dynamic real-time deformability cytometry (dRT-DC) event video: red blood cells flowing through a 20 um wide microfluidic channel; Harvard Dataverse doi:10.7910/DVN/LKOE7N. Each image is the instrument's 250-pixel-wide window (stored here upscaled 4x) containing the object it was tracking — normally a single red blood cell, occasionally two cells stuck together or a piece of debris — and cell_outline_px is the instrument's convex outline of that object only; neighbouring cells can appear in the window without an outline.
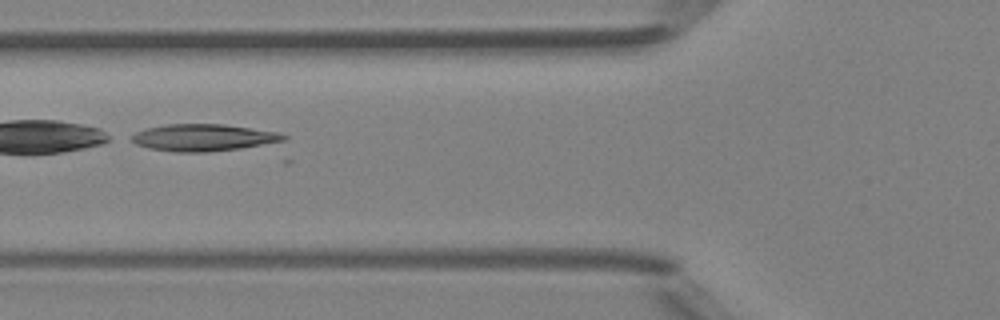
{"species": "Egyptian fruit bat (a non-hibernating species)", "species_latin": "Rousettus aegyptiacus", "temperature_condition": "room temperature", "stored_images_in_passage": 26, "camera_frame_rate_fps": 3000, "um_per_image_px": 0.085, "animal": {"sex": "female"}, "frame": {"image": 1, "passage_image": 18, "time_ms": 5.667, "image_size_px": [1000, 320], "cell_outline_px": [[288, 136], [284, 140], [240, 148], [208, 152], [172, 152], [148, 148], [136, 144], [132, 140], [132, 136], [136, 132], [148, 128], [168, 124], [224, 124], [280, 132]], "centroid_in_image_um": [17.29, 11.69], "position_along_channel_um": 108.5, "area_um2": 23.7}}
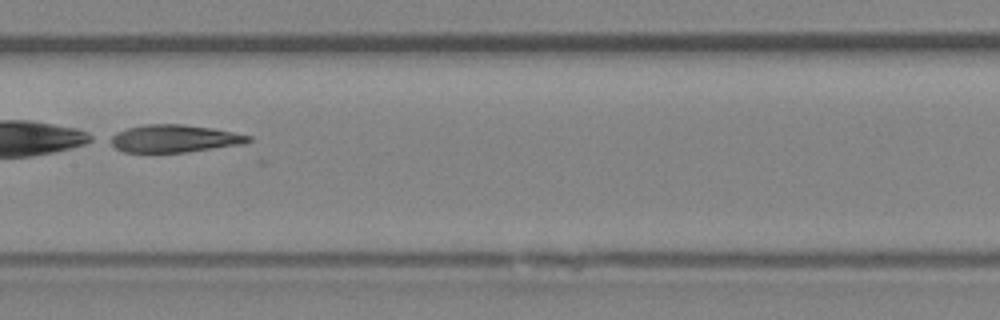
{"frame": {"image": 2, "passage_image": 24, "time_ms": 7.667, "image_size_px": [1000, 320], "cell_outline_px": [[252, 140], [244, 144], [188, 152], [124, 152], [116, 148], [104, 140], [108, 136], [116, 132], [128, 128], [144, 124], [184, 124], [212, 128], [252, 136]], "centroid_in_image_um": [14.76, 11.78], "position_along_channel_um": 192.6, "area_um2": 22.48}}